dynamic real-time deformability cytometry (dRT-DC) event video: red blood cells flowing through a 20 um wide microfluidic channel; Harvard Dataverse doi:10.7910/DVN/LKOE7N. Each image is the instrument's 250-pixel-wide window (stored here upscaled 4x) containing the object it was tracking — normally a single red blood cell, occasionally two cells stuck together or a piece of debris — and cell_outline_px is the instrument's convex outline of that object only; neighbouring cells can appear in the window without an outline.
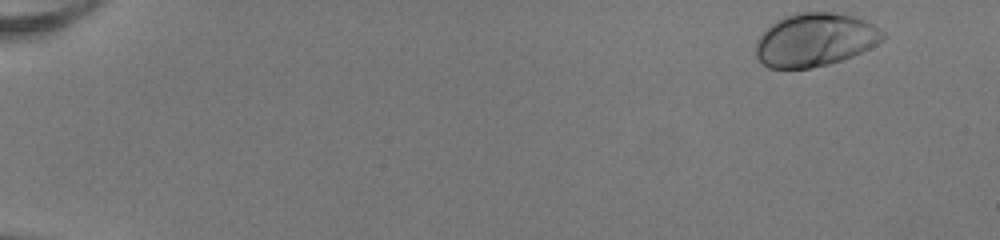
{"species": "human", "species_latin": "Homo sapiens", "temperature_condition": "room temperature", "stored_images_in_passage": 49, "camera_frame_rate_fps": 3000, "um_per_image_px": 0.085, "donor": {"sex": "female"}, "frame": {"image": 1, "passage_image": 1, "time_ms": 0.0, "image_size_px": [1000, 240], "cell_outline_px": [[888, 36], [884, 40], [852, 56], [828, 64], [808, 68], [768, 68], [756, 56], [756, 40], [776, 20], [784, 16], [800, 12], [832, 12], [852, 16], [864, 20], [872, 24], [884, 32]], "centroid_in_image_um": [69.28, 3.38], "position_along_channel_um": 15.7, "area_um2": 39.13}}
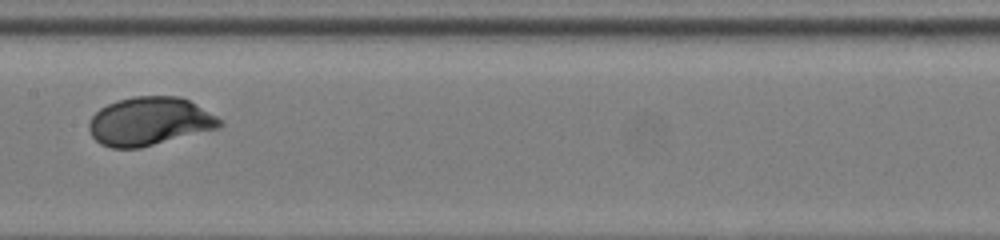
{"frame": {"image": 2, "passage_image": 26, "time_ms": 8.333, "image_size_px": [1000, 240], "cell_outline_px": [[224, 124], [220, 128], [140, 148], [112, 148], [100, 144], [92, 136], [88, 128], [88, 124], [92, 116], [100, 108], [116, 100], [132, 96], [180, 96], [188, 100], [224, 120]], "centroid_in_image_um": [12.72, 10.31], "position_along_channel_um": 194.7, "area_um2": 37.05}}
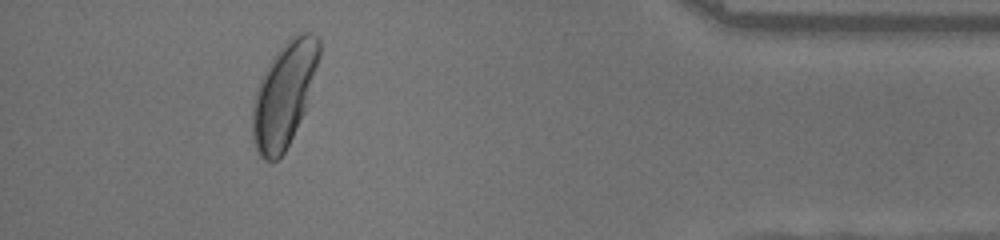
{"frame": {"image": 3, "passage_image": 45, "time_ms": 14.667, "image_size_px": [1000, 240], "cell_outline_px": [[320, 56], [304, 112], [284, 152], [272, 164], [264, 160], [256, 152], [252, 140], [252, 104], [256, 88], [272, 56], [296, 32], [308, 32], [316, 36], [320, 40]], "centroid_in_image_um": [24.12, 8.05], "position_along_channel_um": 411.1, "area_um2": 40.52}, "authors_computed_cell_mechanics": {"area_um2": 36.5874, "velocity_mm_per_s": 4.0531, "shape_relaxation_time_tau1_ms": 1.9002, "shape_relaxation_time_tau2_ms": null, "deformation_change_tau1": 0.1358, "deformation_change_tau2": null}}